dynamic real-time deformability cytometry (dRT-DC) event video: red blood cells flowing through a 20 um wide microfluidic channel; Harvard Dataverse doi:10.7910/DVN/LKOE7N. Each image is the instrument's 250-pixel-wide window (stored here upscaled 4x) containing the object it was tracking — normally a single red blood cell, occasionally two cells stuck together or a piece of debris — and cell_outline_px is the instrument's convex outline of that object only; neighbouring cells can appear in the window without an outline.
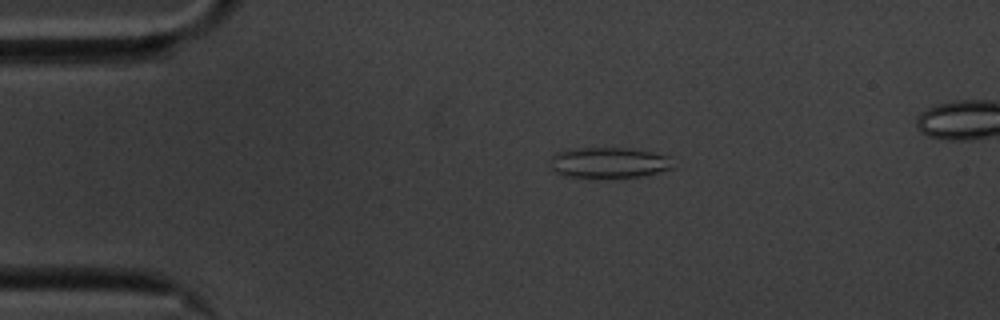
{"species": "common noctule bat (a hibernating species)", "species_latin": "Nyctalus noctula", "temperature_condition": "cold", "stored_images_in_passage": 8, "segment_of_instrument_passage": [1, 2], "camera_frame_rate_fps": 3000, "um_per_image_px": 0.085, "animal": {"sex": "male", "body_mass_g": 20.1, "forearm_length_mm": 53.5}, "frame": {"image": 1, "passage_image": 3, "time_ms": 3.333, "image_size_px": [1000, 320], "cell_outline_px": [[672, 168], [644, 176], [596, 180], [564, 176], [552, 172], [552, 156], [556, 152], [568, 148], [628, 148], [652, 152], [668, 156]], "centroid_in_image_um": [51.67, 13.86], "position_along_channel_um": 33.3, "area_um2": 22.66}}
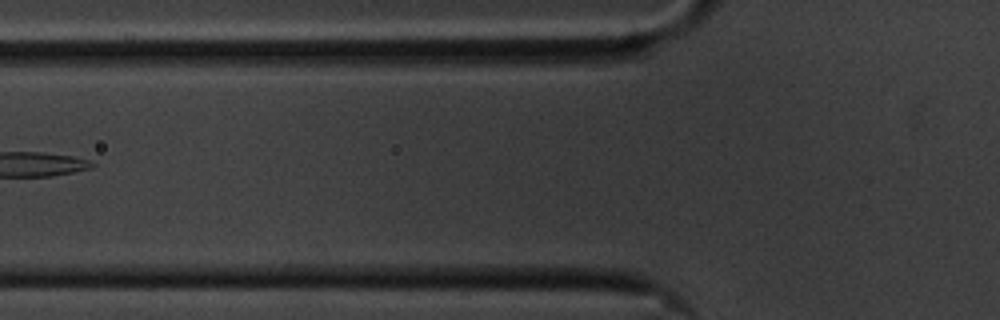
{"frame": {"image": 2, "passage_image": 6, "time_ms": 7.0, "image_size_px": [1000, 320], "cell_outline_px": [[596, 52], [572, 64], [520, 68], [460, 64], [440, 52]], "centroid_in_image_um": [43.95, 4.98], "position_along_channel_um": 81.8, "area_um2": 13.24}}